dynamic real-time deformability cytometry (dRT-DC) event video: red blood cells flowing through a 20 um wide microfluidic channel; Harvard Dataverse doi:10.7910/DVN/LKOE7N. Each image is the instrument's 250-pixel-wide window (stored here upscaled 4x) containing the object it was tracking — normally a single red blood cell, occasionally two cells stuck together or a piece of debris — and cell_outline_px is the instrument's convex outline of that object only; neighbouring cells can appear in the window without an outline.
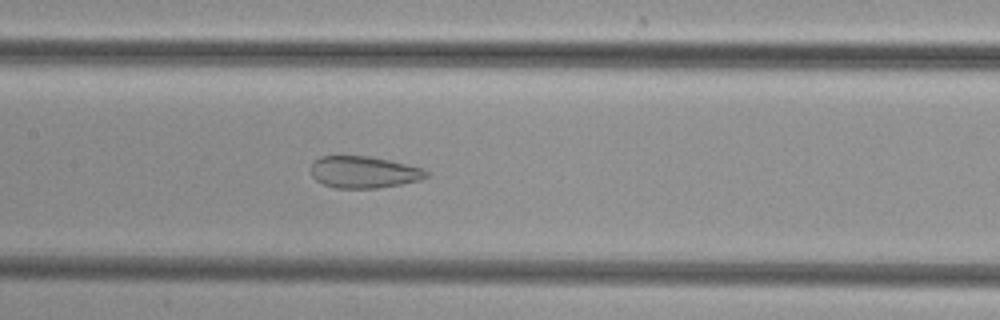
{"species": "common noctule bat (a hibernating species)", "species_latin": "Nyctalus noctula", "temperature_condition": "cold", "stored_images_in_passage": 36, "camera_frame_rate_fps": 3000, "um_per_image_px": 0.085, "animal": {"sex": "female", "body_mass_g": 29.2, "forearm_length_mm": 56.3}, "frame": {"image": 1, "passage_image": 11, "time_ms": 3.333, "image_size_px": [1000, 320], "cell_outline_px": [[428, 176], [420, 180], [380, 188], [336, 188], [324, 184], [316, 180], [312, 176], [312, 164], [320, 156], [368, 156], [388, 160], [424, 168], [428, 172]], "centroid_in_image_um": [30.94, 14.63], "position_along_channel_um": 176.5, "area_um2": 21.27}}
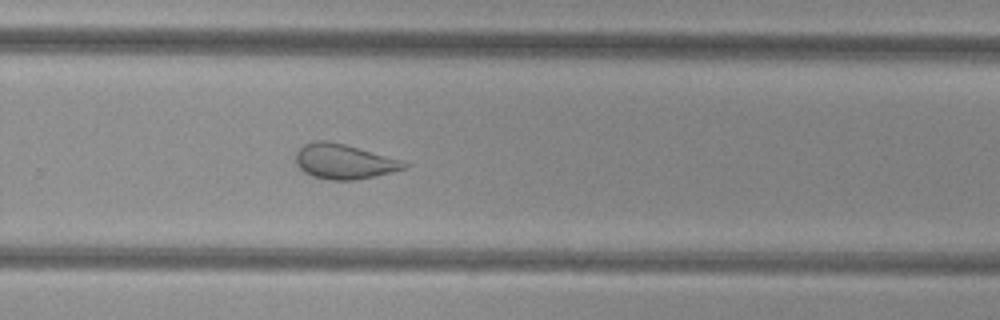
{"frame": {"image": 2, "passage_image": 20, "time_ms": 6.333, "image_size_px": [1000, 320], "cell_outline_px": [[408, 168], [392, 172], [356, 180], [332, 180], [312, 176], [304, 172], [296, 164], [296, 152], [304, 144], [316, 140], [328, 140], [344, 144], [400, 160], [408, 164]], "centroid_in_image_um": [29.21, 13.73], "position_along_channel_um": 300.6, "area_um2": 21.85}}
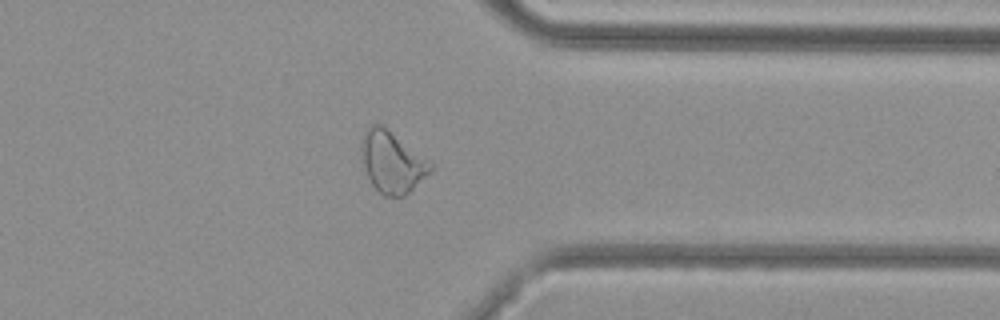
{"frame": {"image": 3, "passage_image": 26, "time_ms": 8.333, "image_size_px": [1000, 320], "cell_outline_px": [[432, 168], [404, 196], [384, 196], [372, 184], [360, 160], [360, 140], [364, 132], [372, 124], [380, 124], [432, 160]], "centroid_in_image_um": [33.29, 13.74], "position_along_channel_um": 378.1, "area_um2": 24.68}}